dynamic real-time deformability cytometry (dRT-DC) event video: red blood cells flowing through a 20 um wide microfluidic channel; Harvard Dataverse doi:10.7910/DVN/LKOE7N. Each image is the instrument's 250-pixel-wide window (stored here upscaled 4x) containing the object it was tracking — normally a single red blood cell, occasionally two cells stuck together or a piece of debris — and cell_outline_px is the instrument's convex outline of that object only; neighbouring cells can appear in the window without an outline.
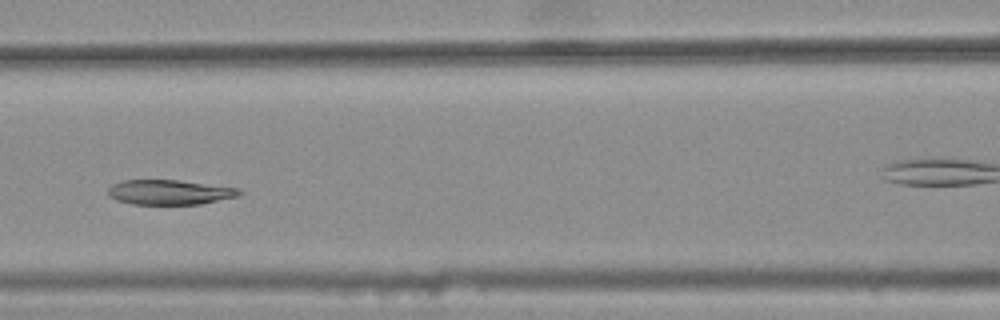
{"species": "common noctule bat (a hibernating species)", "species_latin": "Nyctalus noctula", "temperature_condition": "warm", "stored_images_in_passage": 4, "camera_frame_rate_fps": 3000, "um_per_image_px": 0.085, "animal": {"sex": "female", "body_mass_g": 25.1}, "frame": {"image": 1, "passage_image": 3, "time_ms": 0.667, "image_size_px": [1000, 320], "cell_outline_px": [[244, 192], [240, 196], [200, 204], [132, 204], [116, 200], [108, 196], [108, 188], [112, 184], [124, 180], [176, 180], [240, 188]], "centroid_in_image_um": [14.43, 16.34], "position_along_channel_um": 152.2, "area_um2": 19.07}}